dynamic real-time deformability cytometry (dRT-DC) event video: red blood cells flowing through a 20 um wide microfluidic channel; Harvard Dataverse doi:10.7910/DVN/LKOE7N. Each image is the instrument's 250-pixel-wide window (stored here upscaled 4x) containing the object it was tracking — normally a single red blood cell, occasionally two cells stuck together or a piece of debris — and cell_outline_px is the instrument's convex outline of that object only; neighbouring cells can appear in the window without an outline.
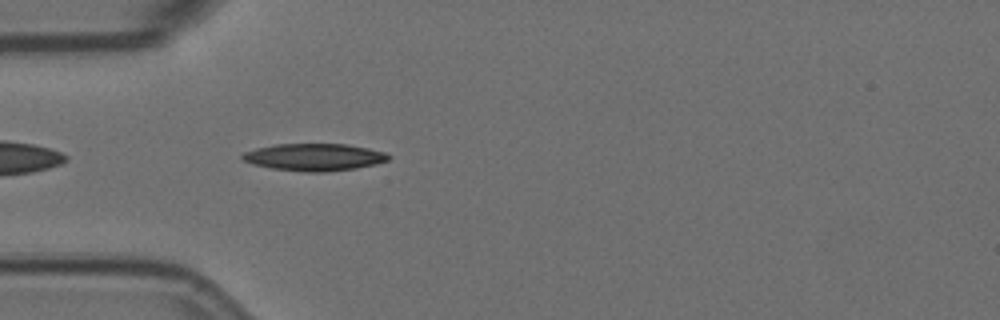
{"species": "Egyptian fruit bat (a non-hibernating species)", "species_latin": "Rousettus aegyptiacus", "temperature_condition": "room temperature", "stored_images_in_passage": 43, "camera_frame_rate_fps": 3000, "um_per_image_px": 0.085, "animal": {"sex": "female"}, "frame": {"image": 1, "passage_image": 3, "time_ms": 0.667, "image_size_px": [1000, 320], "cell_outline_px": [[392, 156], [388, 160], [376, 164], [356, 168], [324, 172], [304, 172], [272, 168], [252, 164], [244, 160], [240, 156], [244, 152], [256, 148], [272, 144], [348, 144], [388, 152]], "centroid_in_image_um": [26.74, 13.35], "position_along_channel_um": 58.3, "area_um2": 23.35}}
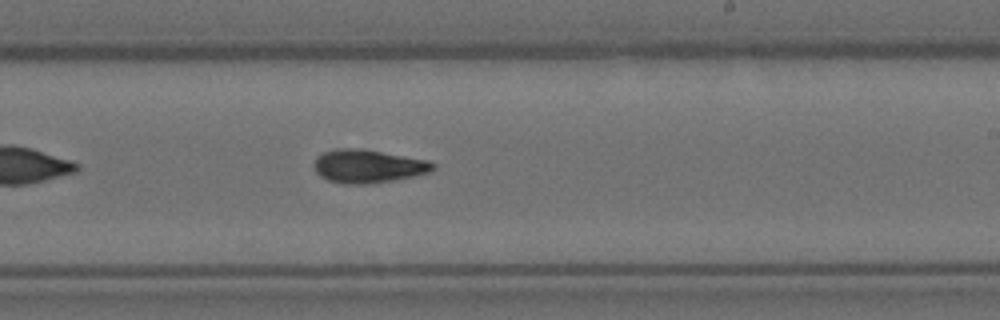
{"frame": {"image": 2, "passage_image": 20, "time_ms": 6.333, "image_size_px": [1000, 320], "cell_outline_px": [[436, 168], [428, 172], [412, 176], [392, 180], [364, 184], [344, 184], [328, 180], [320, 176], [316, 172], [312, 164], [316, 156], [324, 152], [336, 148], [360, 148], [428, 160], [436, 164]], "centroid_in_image_um": [31.24, 14.12], "position_along_channel_um": 257.8, "area_um2": 23.06}}
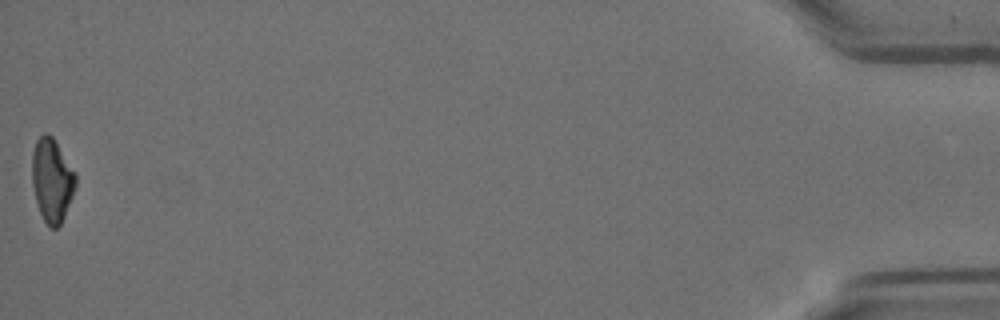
{"frame": {"image": 3, "passage_image": 43, "time_ms": 14.0, "image_size_px": [1000, 320], "cell_outline_px": [[76, 184], [72, 196], [64, 216], [60, 224], [56, 228], [48, 228], [40, 212], [36, 200], [32, 184], [32, 152], [36, 140], [44, 132], [48, 132], [52, 136], [76, 172]], "centroid_in_image_um": [4.41, 15.29], "position_along_channel_um": 430.8, "area_um2": 21.21}, "authors_computed_cell_mechanics": {"area_um2": 22.0218, "velocity_mm_per_s": 3.5638, "shape_relaxation_time_tau1_ms": 7.0246, "shape_relaxation_time_tau2_ms": 4.8542, "deformation_change_tau1": 0.1872, "deformation_change_tau2": 0.1177}}